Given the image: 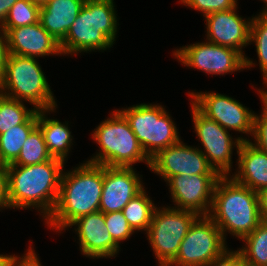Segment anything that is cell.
<instances>
[{"label": "cell", "mask_w": 267, "mask_h": 266, "mask_svg": "<svg viewBox=\"0 0 267 266\" xmlns=\"http://www.w3.org/2000/svg\"><path fill=\"white\" fill-rule=\"evenodd\" d=\"M38 255L39 254L35 252L33 246H30L23 256L19 257L14 254L7 266H43Z\"/></svg>", "instance_id": "obj_33"}, {"label": "cell", "mask_w": 267, "mask_h": 266, "mask_svg": "<svg viewBox=\"0 0 267 266\" xmlns=\"http://www.w3.org/2000/svg\"><path fill=\"white\" fill-rule=\"evenodd\" d=\"M238 169L230 175L236 182L259 192L267 187V153L250 141H242L238 149Z\"/></svg>", "instance_id": "obj_19"}, {"label": "cell", "mask_w": 267, "mask_h": 266, "mask_svg": "<svg viewBox=\"0 0 267 266\" xmlns=\"http://www.w3.org/2000/svg\"><path fill=\"white\" fill-rule=\"evenodd\" d=\"M3 208L8 209V205L6 202L5 175H0V211Z\"/></svg>", "instance_id": "obj_37"}, {"label": "cell", "mask_w": 267, "mask_h": 266, "mask_svg": "<svg viewBox=\"0 0 267 266\" xmlns=\"http://www.w3.org/2000/svg\"><path fill=\"white\" fill-rule=\"evenodd\" d=\"M79 237L81 254L88 258H113L120 251V246L112 239L106 224L104 213L92 212L73 221L69 227ZM77 227V228H76Z\"/></svg>", "instance_id": "obj_17"}, {"label": "cell", "mask_w": 267, "mask_h": 266, "mask_svg": "<svg viewBox=\"0 0 267 266\" xmlns=\"http://www.w3.org/2000/svg\"><path fill=\"white\" fill-rule=\"evenodd\" d=\"M238 0H179L188 8L202 12L203 16L214 12L226 11L238 6Z\"/></svg>", "instance_id": "obj_30"}, {"label": "cell", "mask_w": 267, "mask_h": 266, "mask_svg": "<svg viewBox=\"0 0 267 266\" xmlns=\"http://www.w3.org/2000/svg\"><path fill=\"white\" fill-rule=\"evenodd\" d=\"M114 0H85L84 5L59 43L62 55L105 51L116 41L118 18Z\"/></svg>", "instance_id": "obj_4"}, {"label": "cell", "mask_w": 267, "mask_h": 266, "mask_svg": "<svg viewBox=\"0 0 267 266\" xmlns=\"http://www.w3.org/2000/svg\"><path fill=\"white\" fill-rule=\"evenodd\" d=\"M8 55L7 33L3 27L0 26V80L3 78L5 72Z\"/></svg>", "instance_id": "obj_34"}, {"label": "cell", "mask_w": 267, "mask_h": 266, "mask_svg": "<svg viewBox=\"0 0 267 266\" xmlns=\"http://www.w3.org/2000/svg\"><path fill=\"white\" fill-rule=\"evenodd\" d=\"M29 1L35 5H38L39 7H43L48 2V0H29Z\"/></svg>", "instance_id": "obj_40"}, {"label": "cell", "mask_w": 267, "mask_h": 266, "mask_svg": "<svg viewBox=\"0 0 267 266\" xmlns=\"http://www.w3.org/2000/svg\"><path fill=\"white\" fill-rule=\"evenodd\" d=\"M207 266H245L238 250L227 249L222 255L215 258Z\"/></svg>", "instance_id": "obj_32"}, {"label": "cell", "mask_w": 267, "mask_h": 266, "mask_svg": "<svg viewBox=\"0 0 267 266\" xmlns=\"http://www.w3.org/2000/svg\"><path fill=\"white\" fill-rule=\"evenodd\" d=\"M199 217L195 212L171 207H156L145 234L159 266H168L176 257L180 244Z\"/></svg>", "instance_id": "obj_8"}, {"label": "cell", "mask_w": 267, "mask_h": 266, "mask_svg": "<svg viewBox=\"0 0 267 266\" xmlns=\"http://www.w3.org/2000/svg\"><path fill=\"white\" fill-rule=\"evenodd\" d=\"M264 90L265 88H260L257 90V93H259V97L263 103V109L261 112L267 117V90Z\"/></svg>", "instance_id": "obj_38"}, {"label": "cell", "mask_w": 267, "mask_h": 266, "mask_svg": "<svg viewBox=\"0 0 267 266\" xmlns=\"http://www.w3.org/2000/svg\"><path fill=\"white\" fill-rule=\"evenodd\" d=\"M252 138V144L267 153V117L262 112L255 113Z\"/></svg>", "instance_id": "obj_31"}, {"label": "cell", "mask_w": 267, "mask_h": 266, "mask_svg": "<svg viewBox=\"0 0 267 266\" xmlns=\"http://www.w3.org/2000/svg\"><path fill=\"white\" fill-rule=\"evenodd\" d=\"M156 206L145 189L132 198L122 212L131 228L136 231H146L151 223Z\"/></svg>", "instance_id": "obj_24"}, {"label": "cell", "mask_w": 267, "mask_h": 266, "mask_svg": "<svg viewBox=\"0 0 267 266\" xmlns=\"http://www.w3.org/2000/svg\"><path fill=\"white\" fill-rule=\"evenodd\" d=\"M191 103L207 118L228 131L253 135L255 113L235 98L216 92H188Z\"/></svg>", "instance_id": "obj_12"}, {"label": "cell", "mask_w": 267, "mask_h": 266, "mask_svg": "<svg viewBox=\"0 0 267 266\" xmlns=\"http://www.w3.org/2000/svg\"><path fill=\"white\" fill-rule=\"evenodd\" d=\"M38 5L29 0H18L9 10L3 28H16L39 22Z\"/></svg>", "instance_id": "obj_28"}, {"label": "cell", "mask_w": 267, "mask_h": 266, "mask_svg": "<svg viewBox=\"0 0 267 266\" xmlns=\"http://www.w3.org/2000/svg\"><path fill=\"white\" fill-rule=\"evenodd\" d=\"M56 108L38 110V127L43 133L45 143L52 157L65 162L73 145V136L70 127H68V122L62 123L57 119L47 117L50 112H55Z\"/></svg>", "instance_id": "obj_21"}, {"label": "cell", "mask_w": 267, "mask_h": 266, "mask_svg": "<svg viewBox=\"0 0 267 266\" xmlns=\"http://www.w3.org/2000/svg\"><path fill=\"white\" fill-rule=\"evenodd\" d=\"M221 230L209 216H199L168 266H207L227 249Z\"/></svg>", "instance_id": "obj_9"}, {"label": "cell", "mask_w": 267, "mask_h": 266, "mask_svg": "<svg viewBox=\"0 0 267 266\" xmlns=\"http://www.w3.org/2000/svg\"><path fill=\"white\" fill-rule=\"evenodd\" d=\"M172 55L182 65L209 75H226L245 70V57L239 51L206 40L175 49Z\"/></svg>", "instance_id": "obj_11"}, {"label": "cell", "mask_w": 267, "mask_h": 266, "mask_svg": "<svg viewBox=\"0 0 267 266\" xmlns=\"http://www.w3.org/2000/svg\"><path fill=\"white\" fill-rule=\"evenodd\" d=\"M238 6L233 9L214 12L204 17L206 23V40L239 51L245 57V69L255 67L256 63L245 55L243 47L250 45V28L252 19L238 15ZM251 59V60H250Z\"/></svg>", "instance_id": "obj_15"}, {"label": "cell", "mask_w": 267, "mask_h": 266, "mask_svg": "<svg viewBox=\"0 0 267 266\" xmlns=\"http://www.w3.org/2000/svg\"><path fill=\"white\" fill-rule=\"evenodd\" d=\"M240 241L245 242L240 252L245 266H267V222L257 227Z\"/></svg>", "instance_id": "obj_23"}, {"label": "cell", "mask_w": 267, "mask_h": 266, "mask_svg": "<svg viewBox=\"0 0 267 266\" xmlns=\"http://www.w3.org/2000/svg\"><path fill=\"white\" fill-rule=\"evenodd\" d=\"M41 129L37 126L24 142L18 158L9 165H34L52 159Z\"/></svg>", "instance_id": "obj_25"}, {"label": "cell", "mask_w": 267, "mask_h": 266, "mask_svg": "<svg viewBox=\"0 0 267 266\" xmlns=\"http://www.w3.org/2000/svg\"><path fill=\"white\" fill-rule=\"evenodd\" d=\"M255 42L259 67L263 76V85L267 87V14L252 16L250 43Z\"/></svg>", "instance_id": "obj_27"}, {"label": "cell", "mask_w": 267, "mask_h": 266, "mask_svg": "<svg viewBox=\"0 0 267 266\" xmlns=\"http://www.w3.org/2000/svg\"><path fill=\"white\" fill-rule=\"evenodd\" d=\"M38 126V110L24 123L0 134V159L6 165L12 164L19 156L21 148Z\"/></svg>", "instance_id": "obj_22"}, {"label": "cell", "mask_w": 267, "mask_h": 266, "mask_svg": "<svg viewBox=\"0 0 267 266\" xmlns=\"http://www.w3.org/2000/svg\"><path fill=\"white\" fill-rule=\"evenodd\" d=\"M3 29L7 33L9 54L33 58L62 54L59 42L43 28L40 22Z\"/></svg>", "instance_id": "obj_18"}, {"label": "cell", "mask_w": 267, "mask_h": 266, "mask_svg": "<svg viewBox=\"0 0 267 266\" xmlns=\"http://www.w3.org/2000/svg\"><path fill=\"white\" fill-rule=\"evenodd\" d=\"M119 111L128 120L142 149L150 159L162 149L181 140L172 116L162 105L141 103Z\"/></svg>", "instance_id": "obj_7"}, {"label": "cell", "mask_w": 267, "mask_h": 266, "mask_svg": "<svg viewBox=\"0 0 267 266\" xmlns=\"http://www.w3.org/2000/svg\"><path fill=\"white\" fill-rule=\"evenodd\" d=\"M194 131L203 149L200 151L207 158L210 166L220 176H230L232 171V154L236 147L238 151L242 141H250L249 138L240 135L233 138L230 131L220 126L214 120L207 118L192 103L190 104ZM234 140V141H233Z\"/></svg>", "instance_id": "obj_10"}, {"label": "cell", "mask_w": 267, "mask_h": 266, "mask_svg": "<svg viewBox=\"0 0 267 266\" xmlns=\"http://www.w3.org/2000/svg\"><path fill=\"white\" fill-rule=\"evenodd\" d=\"M149 169L165 182L174 175H219L199 147L188 146L182 140L162 149L151 158Z\"/></svg>", "instance_id": "obj_13"}, {"label": "cell", "mask_w": 267, "mask_h": 266, "mask_svg": "<svg viewBox=\"0 0 267 266\" xmlns=\"http://www.w3.org/2000/svg\"><path fill=\"white\" fill-rule=\"evenodd\" d=\"M85 0H48L39 9V22L59 43L76 20Z\"/></svg>", "instance_id": "obj_20"}, {"label": "cell", "mask_w": 267, "mask_h": 266, "mask_svg": "<svg viewBox=\"0 0 267 266\" xmlns=\"http://www.w3.org/2000/svg\"><path fill=\"white\" fill-rule=\"evenodd\" d=\"M17 1L18 0H0V26H3L5 24L10 8Z\"/></svg>", "instance_id": "obj_36"}, {"label": "cell", "mask_w": 267, "mask_h": 266, "mask_svg": "<svg viewBox=\"0 0 267 266\" xmlns=\"http://www.w3.org/2000/svg\"><path fill=\"white\" fill-rule=\"evenodd\" d=\"M13 254L12 255H3V254H0V266H7L9 260L12 258Z\"/></svg>", "instance_id": "obj_39"}, {"label": "cell", "mask_w": 267, "mask_h": 266, "mask_svg": "<svg viewBox=\"0 0 267 266\" xmlns=\"http://www.w3.org/2000/svg\"><path fill=\"white\" fill-rule=\"evenodd\" d=\"M73 168L72 171L63 170L56 205L44 220L60 233L76 219L100 208L104 166L85 161Z\"/></svg>", "instance_id": "obj_2"}, {"label": "cell", "mask_w": 267, "mask_h": 266, "mask_svg": "<svg viewBox=\"0 0 267 266\" xmlns=\"http://www.w3.org/2000/svg\"><path fill=\"white\" fill-rule=\"evenodd\" d=\"M0 93L12 99L28 101L36 110L58 106L38 58L9 54L0 80Z\"/></svg>", "instance_id": "obj_6"}, {"label": "cell", "mask_w": 267, "mask_h": 266, "mask_svg": "<svg viewBox=\"0 0 267 266\" xmlns=\"http://www.w3.org/2000/svg\"><path fill=\"white\" fill-rule=\"evenodd\" d=\"M5 164L0 159V175H5Z\"/></svg>", "instance_id": "obj_41"}, {"label": "cell", "mask_w": 267, "mask_h": 266, "mask_svg": "<svg viewBox=\"0 0 267 266\" xmlns=\"http://www.w3.org/2000/svg\"><path fill=\"white\" fill-rule=\"evenodd\" d=\"M36 111L35 108L28 109L23 101L0 93V134L14 126L24 124Z\"/></svg>", "instance_id": "obj_26"}, {"label": "cell", "mask_w": 267, "mask_h": 266, "mask_svg": "<svg viewBox=\"0 0 267 266\" xmlns=\"http://www.w3.org/2000/svg\"><path fill=\"white\" fill-rule=\"evenodd\" d=\"M134 167L104 166L103 189L99 211H122L128 202L145 187L142 175Z\"/></svg>", "instance_id": "obj_16"}, {"label": "cell", "mask_w": 267, "mask_h": 266, "mask_svg": "<svg viewBox=\"0 0 267 266\" xmlns=\"http://www.w3.org/2000/svg\"><path fill=\"white\" fill-rule=\"evenodd\" d=\"M208 216L225 240L228 233L242 239L261 222L258 192L236 182L231 176H221L214 189Z\"/></svg>", "instance_id": "obj_3"}, {"label": "cell", "mask_w": 267, "mask_h": 266, "mask_svg": "<svg viewBox=\"0 0 267 266\" xmlns=\"http://www.w3.org/2000/svg\"><path fill=\"white\" fill-rule=\"evenodd\" d=\"M106 227L112 239L120 246L122 241L130 238L135 231L129 225L122 211L104 213Z\"/></svg>", "instance_id": "obj_29"}, {"label": "cell", "mask_w": 267, "mask_h": 266, "mask_svg": "<svg viewBox=\"0 0 267 266\" xmlns=\"http://www.w3.org/2000/svg\"><path fill=\"white\" fill-rule=\"evenodd\" d=\"M64 164L63 160L53 157L34 165H6L4 174L8 208H35L46 220L58 199Z\"/></svg>", "instance_id": "obj_1"}, {"label": "cell", "mask_w": 267, "mask_h": 266, "mask_svg": "<svg viewBox=\"0 0 267 266\" xmlns=\"http://www.w3.org/2000/svg\"><path fill=\"white\" fill-rule=\"evenodd\" d=\"M260 218L262 222H267V187L258 192Z\"/></svg>", "instance_id": "obj_35"}, {"label": "cell", "mask_w": 267, "mask_h": 266, "mask_svg": "<svg viewBox=\"0 0 267 266\" xmlns=\"http://www.w3.org/2000/svg\"><path fill=\"white\" fill-rule=\"evenodd\" d=\"M261 1H263L266 6L264 7L263 10H261V12H259V14H267V0H261Z\"/></svg>", "instance_id": "obj_42"}, {"label": "cell", "mask_w": 267, "mask_h": 266, "mask_svg": "<svg viewBox=\"0 0 267 266\" xmlns=\"http://www.w3.org/2000/svg\"><path fill=\"white\" fill-rule=\"evenodd\" d=\"M220 175H174L166 183L172 196L173 208L208 216L214 189Z\"/></svg>", "instance_id": "obj_14"}, {"label": "cell", "mask_w": 267, "mask_h": 266, "mask_svg": "<svg viewBox=\"0 0 267 266\" xmlns=\"http://www.w3.org/2000/svg\"><path fill=\"white\" fill-rule=\"evenodd\" d=\"M93 130L92 138L99 152L87 162L103 166L133 167L144 162L150 168L151 159L145 154L128 120L117 109Z\"/></svg>", "instance_id": "obj_5"}]
</instances>
